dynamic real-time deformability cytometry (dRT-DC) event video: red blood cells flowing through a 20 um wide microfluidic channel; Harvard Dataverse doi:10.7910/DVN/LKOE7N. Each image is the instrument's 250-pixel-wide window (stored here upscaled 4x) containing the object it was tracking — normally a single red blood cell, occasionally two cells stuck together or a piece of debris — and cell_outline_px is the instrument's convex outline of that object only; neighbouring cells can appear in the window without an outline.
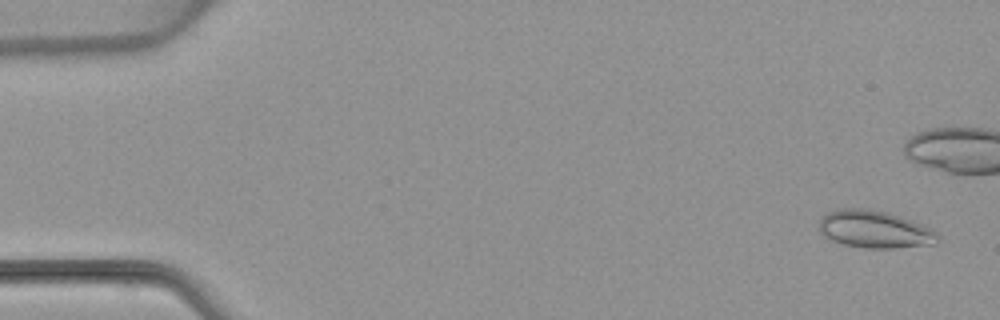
{"species": "common noctule bat (a hibernating species)", "species_latin": "Nyctalus noctula", "temperature_condition": "warm", "stored_images_in_passage": 5, "camera_frame_rate_fps": 3000, "um_per_image_px": 0.085, "animal": {"sex": "female", "body_mass_g": 22.7, "forearm_length_mm": 54.2}, "frame": {"image": 1, "passage_image": 1, "time_ms": 0.0, "image_size_px": [1000, 320], "cell_outline_px": [[940, 240], [932, 244], [896, 248], [864, 248], [844, 244], [832, 240], [824, 236], [820, 232], [820, 216], [828, 212], [840, 208], [868, 208], [888, 212], [912, 220], [936, 232], [940, 236]], "centroid_in_image_um": [74.33, 19.48], "position_along_channel_um": 10.7, "area_um2": 25.95}}